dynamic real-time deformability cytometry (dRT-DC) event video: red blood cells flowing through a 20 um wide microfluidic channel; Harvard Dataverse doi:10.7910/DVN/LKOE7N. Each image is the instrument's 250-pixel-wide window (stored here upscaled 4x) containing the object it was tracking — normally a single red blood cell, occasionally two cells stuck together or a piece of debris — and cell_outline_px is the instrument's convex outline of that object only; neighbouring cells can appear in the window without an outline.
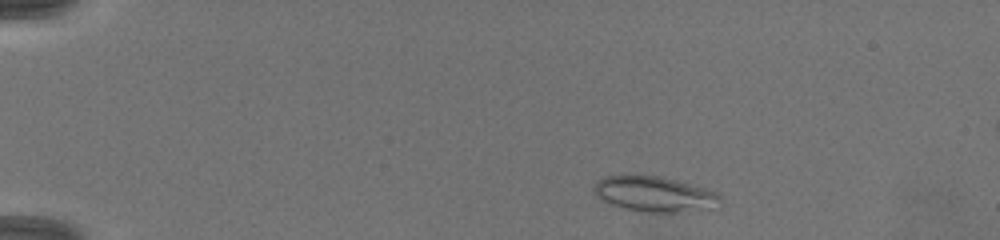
{"species": "common noctule bat (a hibernating species)", "species_latin": "Nyctalus noctula", "temperature_condition": "warm", "stored_images_in_passage": 5, "camera_frame_rate_fps": 3000, "um_per_image_px": 0.085, "animal": {"sex": "female", "body_mass_g": 19.5, "forearm_length_mm": 54.1}, "frame": {"image": 1, "passage_image": 1, "time_ms": 0.0, "image_size_px": [1000, 240], "cell_outline_px": [[720, 208], [676, 212], [648, 212], [624, 208], [612, 204], [596, 196], [592, 188], [596, 180], [604, 176], [664, 176], [704, 188], [716, 192], [720, 196]], "centroid_in_image_um": [55.66, 16.5], "position_along_channel_um": 29.3, "area_um2": 26.01}}